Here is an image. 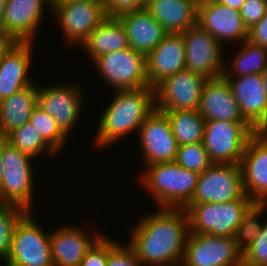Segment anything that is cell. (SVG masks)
<instances>
[{
	"label": "cell",
	"mask_w": 267,
	"mask_h": 266,
	"mask_svg": "<svg viewBox=\"0 0 267 266\" xmlns=\"http://www.w3.org/2000/svg\"><path fill=\"white\" fill-rule=\"evenodd\" d=\"M197 24L221 45L226 40L243 42L248 39V28L240 12L217 1L198 6Z\"/></svg>",
	"instance_id": "obj_18"
},
{
	"label": "cell",
	"mask_w": 267,
	"mask_h": 266,
	"mask_svg": "<svg viewBox=\"0 0 267 266\" xmlns=\"http://www.w3.org/2000/svg\"><path fill=\"white\" fill-rule=\"evenodd\" d=\"M37 94L38 88L32 84L0 101V136L6 137L29 122Z\"/></svg>",
	"instance_id": "obj_26"
},
{
	"label": "cell",
	"mask_w": 267,
	"mask_h": 266,
	"mask_svg": "<svg viewBox=\"0 0 267 266\" xmlns=\"http://www.w3.org/2000/svg\"><path fill=\"white\" fill-rule=\"evenodd\" d=\"M182 262L185 266H243V252L233 237L189 233Z\"/></svg>",
	"instance_id": "obj_10"
},
{
	"label": "cell",
	"mask_w": 267,
	"mask_h": 266,
	"mask_svg": "<svg viewBox=\"0 0 267 266\" xmlns=\"http://www.w3.org/2000/svg\"><path fill=\"white\" fill-rule=\"evenodd\" d=\"M128 37L129 47L147 57L168 32L143 7L118 18Z\"/></svg>",
	"instance_id": "obj_24"
},
{
	"label": "cell",
	"mask_w": 267,
	"mask_h": 266,
	"mask_svg": "<svg viewBox=\"0 0 267 266\" xmlns=\"http://www.w3.org/2000/svg\"><path fill=\"white\" fill-rule=\"evenodd\" d=\"M243 266H267V222L250 247L243 252Z\"/></svg>",
	"instance_id": "obj_35"
},
{
	"label": "cell",
	"mask_w": 267,
	"mask_h": 266,
	"mask_svg": "<svg viewBox=\"0 0 267 266\" xmlns=\"http://www.w3.org/2000/svg\"><path fill=\"white\" fill-rule=\"evenodd\" d=\"M15 43L16 41L10 35L0 30V61Z\"/></svg>",
	"instance_id": "obj_41"
},
{
	"label": "cell",
	"mask_w": 267,
	"mask_h": 266,
	"mask_svg": "<svg viewBox=\"0 0 267 266\" xmlns=\"http://www.w3.org/2000/svg\"><path fill=\"white\" fill-rule=\"evenodd\" d=\"M108 239L101 236L87 251L80 266H107Z\"/></svg>",
	"instance_id": "obj_38"
},
{
	"label": "cell",
	"mask_w": 267,
	"mask_h": 266,
	"mask_svg": "<svg viewBox=\"0 0 267 266\" xmlns=\"http://www.w3.org/2000/svg\"><path fill=\"white\" fill-rule=\"evenodd\" d=\"M94 61L96 58L129 47L125 28L118 18L106 17L81 44Z\"/></svg>",
	"instance_id": "obj_27"
},
{
	"label": "cell",
	"mask_w": 267,
	"mask_h": 266,
	"mask_svg": "<svg viewBox=\"0 0 267 266\" xmlns=\"http://www.w3.org/2000/svg\"><path fill=\"white\" fill-rule=\"evenodd\" d=\"M145 164L173 162L178 150L176 138L167 115L155 109L139 129Z\"/></svg>",
	"instance_id": "obj_16"
},
{
	"label": "cell",
	"mask_w": 267,
	"mask_h": 266,
	"mask_svg": "<svg viewBox=\"0 0 267 266\" xmlns=\"http://www.w3.org/2000/svg\"><path fill=\"white\" fill-rule=\"evenodd\" d=\"M33 158L14 148L3 137V176L0 185V202L18 205L31 210L33 198Z\"/></svg>",
	"instance_id": "obj_5"
},
{
	"label": "cell",
	"mask_w": 267,
	"mask_h": 266,
	"mask_svg": "<svg viewBox=\"0 0 267 266\" xmlns=\"http://www.w3.org/2000/svg\"><path fill=\"white\" fill-rule=\"evenodd\" d=\"M2 157H3V137L0 136V185H1V180L3 176V163H2Z\"/></svg>",
	"instance_id": "obj_43"
},
{
	"label": "cell",
	"mask_w": 267,
	"mask_h": 266,
	"mask_svg": "<svg viewBox=\"0 0 267 266\" xmlns=\"http://www.w3.org/2000/svg\"><path fill=\"white\" fill-rule=\"evenodd\" d=\"M51 6H53L58 0H47Z\"/></svg>",
	"instance_id": "obj_49"
},
{
	"label": "cell",
	"mask_w": 267,
	"mask_h": 266,
	"mask_svg": "<svg viewBox=\"0 0 267 266\" xmlns=\"http://www.w3.org/2000/svg\"><path fill=\"white\" fill-rule=\"evenodd\" d=\"M78 89L67 84L38 88L37 105L56 121L66 137L70 136L81 111L83 94Z\"/></svg>",
	"instance_id": "obj_17"
},
{
	"label": "cell",
	"mask_w": 267,
	"mask_h": 266,
	"mask_svg": "<svg viewBox=\"0 0 267 266\" xmlns=\"http://www.w3.org/2000/svg\"><path fill=\"white\" fill-rule=\"evenodd\" d=\"M6 139L14 148H17L32 158H36L41 153L43 154V151L52 156L57 154L29 122L13 130L6 136Z\"/></svg>",
	"instance_id": "obj_29"
},
{
	"label": "cell",
	"mask_w": 267,
	"mask_h": 266,
	"mask_svg": "<svg viewBox=\"0 0 267 266\" xmlns=\"http://www.w3.org/2000/svg\"><path fill=\"white\" fill-rule=\"evenodd\" d=\"M150 0H101L107 17L119 18L143 8Z\"/></svg>",
	"instance_id": "obj_37"
},
{
	"label": "cell",
	"mask_w": 267,
	"mask_h": 266,
	"mask_svg": "<svg viewBox=\"0 0 267 266\" xmlns=\"http://www.w3.org/2000/svg\"><path fill=\"white\" fill-rule=\"evenodd\" d=\"M240 167L245 194L255 204H267V131L249 138Z\"/></svg>",
	"instance_id": "obj_15"
},
{
	"label": "cell",
	"mask_w": 267,
	"mask_h": 266,
	"mask_svg": "<svg viewBox=\"0 0 267 266\" xmlns=\"http://www.w3.org/2000/svg\"><path fill=\"white\" fill-rule=\"evenodd\" d=\"M256 130L249 123L207 121L203 145L216 164H240L247 142Z\"/></svg>",
	"instance_id": "obj_6"
},
{
	"label": "cell",
	"mask_w": 267,
	"mask_h": 266,
	"mask_svg": "<svg viewBox=\"0 0 267 266\" xmlns=\"http://www.w3.org/2000/svg\"><path fill=\"white\" fill-rule=\"evenodd\" d=\"M5 3H6V0H0V30H2V22H3L4 10H5Z\"/></svg>",
	"instance_id": "obj_44"
},
{
	"label": "cell",
	"mask_w": 267,
	"mask_h": 266,
	"mask_svg": "<svg viewBox=\"0 0 267 266\" xmlns=\"http://www.w3.org/2000/svg\"><path fill=\"white\" fill-rule=\"evenodd\" d=\"M239 198H249L244 192L240 164L213 163L199 174L194 194L186 205L223 204Z\"/></svg>",
	"instance_id": "obj_7"
},
{
	"label": "cell",
	"mask_w": 267,
	"mask_h": 266,
	"mask_svg": "<svg viewBox=\"0 0 267 266\" xmlns=\"http://www.w3.org/2000/svg\"><path fill=\"white\" fill-rule=\"evenodd\" d=\"M185 69V47L181 33H168L146 57L148 84L153 88Z\"/></svg>",
	"instance_id": "obj_19"
},
{
	"label": "cell",
	"mask_w": 267,
	"mask_h": 266,
	"mask_svg": "<svg viewBox=\"0 0 267 266\" xmlns=\"http://www.w3.org/2000/svg\"><path fill=\"white\" fill-rule=\"evenodd\" d=\"M71 1H81V0H58L56 3H67Z\"/></svg>",
	"instance_id": "obj_48"
},
{
	"label": "cell",
	"mask_w": 267,
	"mask_h": 266,
	"mask_svg": "<svg viewBox=\"0 0 267 266\" xmlns=\"http://www.w3.org/2000/svg\"><path fill=\"white\" fill-rule=\"evenodd\" d=\"M255 205L250 198H239L223 204L204 202L185 205L191 234L235 236L243 217Z\"/></svg>",
	"instance_id": "obj_4"
},
{
	"label": "cell",
	"mask_w": 267,
	"mask_h": 266,
	"mask_svg": "<svg viewBox=\"0 0 267 266\" xmlns=\"http://www.w3.org/2000/svg\"><path fill=\"white\" fill-rule=\"evenodd\" d=\"M224 70L232 94L244 119L256 130L267 131V97L262 74H250L237 78Z\"/></svg>",
	"instance_id": "obj_14"
},
{
	"label": "cell",
	"mask_w": 267,
	"mask_h": 266,
	"mask_svg": "<svg viewBox=\"0 0 267 266\" xmlns=\"http://www.w3.org/2000/svg\"><path fill=\"white\" fill-rule=\"evenodd\" d=\"M31 43L16 42L0 61V101L33 84L28 76Z\"/></svg>",
	"instance_id": "obj_22"
},
{
	"label": "cell",
	"mask_w": 267,
	"mask_h": 266,
	"mask_svg": "<svg viewBox=\"0 0 267 266\" xmlns=\"http://www.w3.org/2000/svg\"><path fill=\"white\" fill-rule=\"evenodd\" d=\"M42 138L58 153L66 141V136L57 126L56 121L39 105H36L29 119Z\"/></svg>",
	"instance_id": "obj_32"
},
{
	"label": "cell",
	"mask_w": 267,
	"mask_h": 266,
	"mask_svg": "<svg viewBox=\"0 0 267 266\" xmlns=\"http://www.w3.org/2000/svg\"><path fill=\"white\" fill-rule=\"evenodd\" d=\"M144 8L168 33H182L197 24L195 0H150Z\"/></svg>",
	"instance_id": "obj_25"
},
{
	"label": "cell",
	"mask_w": 267,
	"mask_h": 266,
	"mask_svg": "<svg viewBox=\"0 0 267 266\" xmlns=\"http://www.w3.org/2000/svg\"><path fill=\"white\" fill-rule=\"evenodd\" d=\"M28 211L13 232L12 247L5 266H54L50 233L45 234Z\"/></svg>",
	"instance_id": "obj_8"
},
{
	"label": "cell",
	"mask_w": 267,
	"mask_h": 266,
	"mask_svg": "<svg viewBox=\"0 0 267 266\" xmlns=\"http://www.w3.org/2000/svg\"><path fill=\"white\" fill-rule=\"evenodd\" d=\"M44 5L52 7L47 0H6L2 31L16 42H32Z\"/></svg>",
	"instance_id": "obj_21"
},
{
	"label": "cell",
	"mask_w": 267,
	"mask_h": 266,
	"mask_svg": "<svg viewBox=\"0 0 267 266\" xmlns=\"http://www.w3.org/2000/svg\"><path fill=\"white\" fill-rule=\"evenodd\" d=\"M146 168L141 182L159 207L183 208L191 200L199 174L175 161L154 163Z\"/></svg>",
	"instance_id": "obj_3"
},
{
	"label": "cell",
	"mask_w": 267,
	"mask_h": 266,
	"mask_svg": "<svg viewBox=\"0 0 267 266\" xmlns=\"http://www.w3.org/2000/svg\"><path fill=\"white\" fill-rule=\"evenodd\" d=\"M239 53L232 60L237 77L250 74H263L267 68V48L246 39Z\"/></svg>",
	"instance_id": "obj_30"
},
{
	"label": "cell",
	"mask_w": 267,
	"mask_h": 266,
	"mask_svg": "<svg viewBox=\"0 0 267 266\" xmlns=\"http://www.w3.org/2000/svg\"><path fill=\"white\" fill-rule=\"evenodd\" d=\"M93 62L100 76L115 90H134L149 86L146 57L130 47L104 54Z\"/></svg>",
	"instance_id": "obj_9"
},
{
	"label": "cell",
	"mask_w": 267,
	"mask_h": 266,
	"mask_svg": "<svg viewBox=\"0 0 267 266\" xmlns=\"http://www.w3.org/2000/svg\"><path fill=\"white\" fill-rule=\"evenodd\" d=\"M51 233V258L54 266H80L87 251L101 237L99 234L95 237L88 236L83 229L74 226H62Z\"/></svg>",
	"instance_id": "obj_23"
},
{
	"label": "cell",
	"mask_w": 267,
	"mask_h": 266,
	"mask_svg": "<svg viewBox=\"0 0 267 266\" xmlns=\"http://www.w3.org/2000/svg\"><path fill=\"white\" fill-rule=\"evenodd\" d=\"M267 204H255L238 225L234 239L238 248L244 252L259 235L263 224L258 221Z\"/></svg>",
	"instance_id": "obj_33"
},
{
	"label": "cell",
	"mask_w": 267,
	"mask_h": 266,
	"mask_svg": "<svg viewBox=\"0 0 267 266\" xmlns=\"http://www.w3.org/2000/svg\"><path fill=\"white\" fill-rule=\"evenodd\" d=\"M263 79H264V86H265V94L267 97V68L265 69V71L263 72Z\"/></svg>",
	"instance_id": "obj_45"
},
{
	"label": "cell",
	"mask_w": 267,
	"mask_h": 266,
	"mask_svg": "<svg viewBox=\"0 0 267 266\" xmlns=\"http://www.w3.org/2000/svg\"><path fill=\"white\" fill-rule=\"evenodd\" d=\"M171 124L178 146L203 141L205 120L198 110L162 111Z\"/></svg>",
	"instance_id": "obj_28"
},
{
	"label": "cell",
	"mask_w": 267,
	"mask_h": 266,
	"mask_svg": "<svg viewBox=\"0 0 267 266\" xmlns=\"http://www.w3.org/2000/svg\"><path fill=\"white\" fill-rule=\"evenodd\" d=\"M155 109L153 87L117 90L116 96L102 113L95 142L97 145L107 146L132 131H139Z\"/></svg>",
	"instance_id": "obj_2"
},
{
	"label": "cell",
	"mask_w": 267,
	"mask_h": 266,
	"mask_svg": "<svg viewBox=\"0 0 267 266\" xmlns=\"http://www.w3.org/2000/svg\"><path fill=\"white\" fill-rule=\"evenodd\" d=\"M206 80L187 69L167 77L154 88L156 109L160 111L198 110Z\"/></svg>",
	"instance_id": "obj_13"
},
{
	"label": "cell",
	"mask_w": 267,
	"mask_h": 266,
	"mask_svg": "<svg viewBox=\"0 0 267 266\" xmlns=\"http://www.w3.org/2000/svg\"><path fill=\"white\" fill-rule=\"evenodd\" d=\"M174 161L183 168L197 174H201L213 164L203 142L178 146Z\"/></svg>",
	"instance_id": "obj_34"
},
{
	"label": "cell",
	"mask_w": 267,
	"mask_h": 266,
	"mask_svg": "<svg viewBox=\"0 0 267 266\" xmlns=\"http://www.w3.org/2000/svg\"><path fill=\"white\" fill-rule=\"evenodd\" d=\"M198 111L205 122L220 120L248 123L240 112L228 81L223 76L205 81Z\"/></svg>",
	"instance_id": "obj_20"
},
{
	"label": "cell",
	"mask_w": 267,
	"mask_h": 266,
	"mask_svg": "<svg viewBox=\"0 0 267 266\" xmlns=\"http://www.w3.org/2000/svg\"><path fill=\"white\" fill-rule=\"evenodd\" d=\"M162 266H185V265L181 261V263L180 262H177V263H172V264H167V265H162Z\"/></svg>",
	"instance_id": "obj_47"
},
{
	"label": "cell",
	"mask_w": 267,
	"mask_h": 266,
	"mask_svg": "<svg viewBox=\"0 0 267 266\" xmlns=\"http://www.w3.org/2000/svg\"><path fill=\"white\" fill-rule=\"evenodd\" d=\"M108 238V261L107 266H143L134 249L119 244Z\"/></svg>",
	"instance_id": "obj_36"
},
{
	"label": "cell",
	"mask_w": 267,
	"mask_h": 266,
	"mask_svg": "<svg viewBox=\"0 0 267 266\" xmlns=\"http://www.w3.org/2000/svg\"><path fill=\"white\" fill-rule=\"evenodd\" d=\"M59 20L66 41L82 44L107 17L101 0L55 3L50 8Z\"/></svg>",
	"instance_id": "obj_12"
},
{
	"label": "cell",
	"mask_w": 267,
	"mask_h": 266,
	"mask_svg": "<svg viewBox=\"0 0 267 266\" xmlns=\"http://www.w3.org/2000/svg\"><path fill=\"white\" fill-rule=\"evenodd\" d=\"M185 47L186 69L205 79L223 76L221 44L198 24L181 33Z\"/></svg>",
	"instance_id": "obj_11"
},
{
	"label": "cell",
	"mask_w": 267,
	"mask_h": 266,
	"mask_svg": "<svg viewBox=\"0 0 267 266\" xmlns=\"http://www.w3.org/2000/svg\"><path fill=\"white\" fill-rule=\"evenodd\" d=\"M248 40L267 48V12L257 23L248 29Z\"/></svg>",
	"instance_id": "obj_40"
},
{
	"label": "cell",
	"mask_w": 267,
	"mask_h": 266,
	"mask_svg": "<svg viewBox=\"0 0 267 266\" xmlns=\"http://www.w3.org/2000/svg\"><path fill=\"white\" fill-rule=\"evenodd\" d=\"M217 2L239 11L245 0H218Z\"/></svg>",
	"instance_id": "obj_42"
},
{
	"label": "cell",
	"mask_w": 267,
	"mask_h": 266,
	"mask_svg": "<svg viewBox=\"0 0 267 266\" xmlns=\"http://www.w3.org/2000/svg\"><path fill=\"white\" fill-rule=\"evenodd\" d=\"M28 211L12 203L0 202V259L6 261L9 257L13 232L19 220Z\"/></svg>",
	"instance_id": "obj_31"
},
{
	"label": "cell",
	"mask_w": 267,
	"mask_h": 266,
	"mask_svg": "<svg viewBox=\"0 0 267 266\" xmlns=\"http://www.w3.org/2000/svg\"><path fill=\"white\" fill-rule=\"evenodd\" d=\"M244 25L249 29L267 12V0H245L239 10Z\"/></svg>",
	"instance_id": "obj_39"
},
{
	"label": "cell",
	"mask_w": 267,
	"mask_h": 266,
	"mask_svg": "<svg viewBox=\"0 0 267 266\" xmlns=\"http://www.w3.org/2000/svg\"><path fill=\"white\" fill-rule=\"evenodd\" d=\"M199 5H202V4H205V3H209V2H215V1H218V0H195Z\"/></svg>",
	"instance_id": "obj_46"
},
{
	"label": "cell",
	"mask_w": 267,
	"mask_h": 266,
	"mask_svg": "<svg viewBox=\"0 0 267 266\" xmlns=\"http://www.w3.org/2000/svg\"><path fill=\"white\" fill-rule=\"evenodd\" d=\"M189 233L184 208L161 207L140 219L129 245L142 265L162 266L182 261Z\"/></svg>",
	"instance_id": "obj_1"
}]
</instances>
